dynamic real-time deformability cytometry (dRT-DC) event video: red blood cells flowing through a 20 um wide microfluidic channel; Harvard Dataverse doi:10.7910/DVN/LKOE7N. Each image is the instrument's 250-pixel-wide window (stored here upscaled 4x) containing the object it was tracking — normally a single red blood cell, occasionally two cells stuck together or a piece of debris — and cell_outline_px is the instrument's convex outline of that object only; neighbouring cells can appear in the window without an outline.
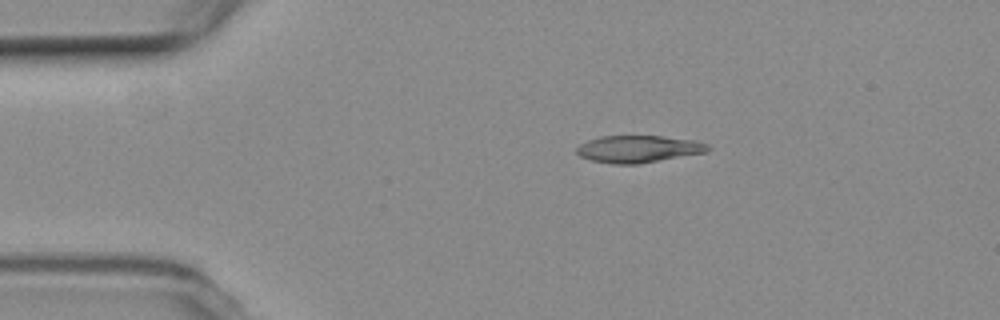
{"species": "common noctule bat (a hibernating species)", "species_latin": "Nyctalus noctula", "temperature_condition": "room temperature", "stored_images_in_passage": 8, "camera_frame_rate_fps": 3000, "um_per_image_px": 0.085, "animal": {"sex": "female", "body_mass_g": 19.3, "forearm_length_mm": 54.1}, "frame": {"image": 1, "passage_image": 3, "time_ms": 2.333, "image_size_px": [1000, 320], "cell_outline_px": [[712, 148], [708, 152], [636, 164], [612, 164], [592, 160], [580, 156], [576, 152], [576, 148], [580, 144], [588, 140], [600, 136], [664, 136], [696, 140], [708, 144]], "centroid_in_image_um": [54.3, 12.65], "position_along_channel_um": 30.7, "area_um2": 20.81}}